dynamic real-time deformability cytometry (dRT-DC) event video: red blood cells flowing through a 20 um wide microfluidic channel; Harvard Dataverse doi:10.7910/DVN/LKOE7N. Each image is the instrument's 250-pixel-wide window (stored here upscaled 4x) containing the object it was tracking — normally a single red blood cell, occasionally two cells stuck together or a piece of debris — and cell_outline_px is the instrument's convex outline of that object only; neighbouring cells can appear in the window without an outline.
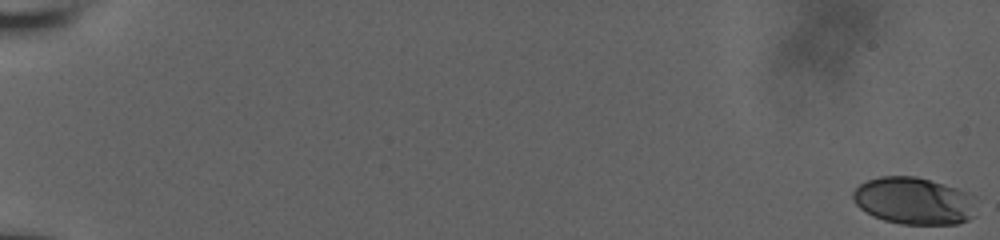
{"species": "human", "species_latin": "Homo sapiens", "temperature_condition": "room temperature", "stored_images_in_passage": 59, "camera_frame_rate_fps": 3000, "um_per_image_px": 0.085, "donor": {"sex": "male"}, "frame": {"image": 1, "passage_image": 1, "time_ms": 0.0, "image_size_px": [1000, 240], "cell_outline_px": [[976, 216], [968, 220], [956, 224], [900, 224], [884, 220], [872, 216], [860, 208], [856, 204], [852, 196], [852, 192], [860, 184], [868, 180], [880, 176], [916, 176], [944, 184], [968, 192], [976, 196]], "centroid_in_image_um": [77.73, 17.08], "position_along_channel_um": 7.3, "area_um2": 34.33}}
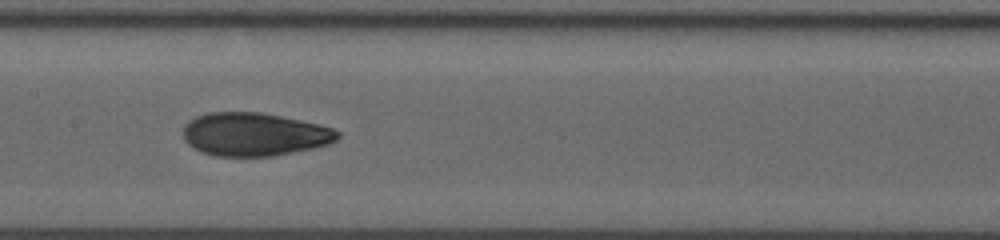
{"frame": {"image": 2, "passage_image": 33, "time_ms": 10.667, "image_size_px": [1000, 240], "cell_outline_px": [[340, 136], [336, 140], [328, 144], [312, 148], [272, 156], [216, 156], [200, 152], [192, 148], [184, 140], [184, 124], [188, 120], [196, 116], [208, 112], [260, 112], [320, 124], [332, 128], [340, 132]], "centroid_in_image_um": [21.58, 11.41], "position_along_channel_um": 185.8, "area_um2": 39.02}}
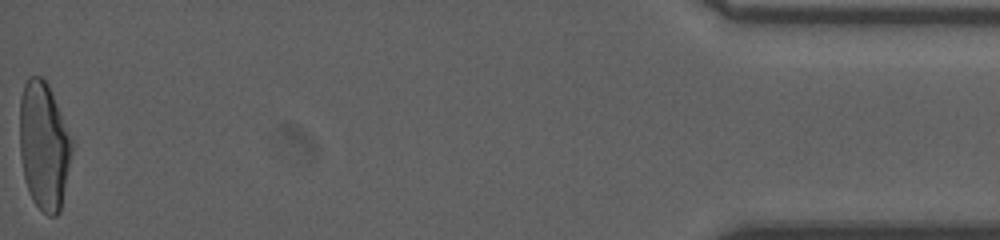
{"frame": {"image": 3, "passage_image": 59, "time_ms": 19.333, "image_size_px": [1000, 240], "cell_outline_px": [[72, 152], [60, 212], [56, 216], [48, 216], [32, 200], [24, 180], [20, 156], [20, 96], [24, 84], [28, 76], [40, 76], [48, 84], [72, 140]], "centroid_in_image_um": [3.71, 12.4], "position_along_channel_um": 431.5, "area_um2": 38.78}, "authors_computed_cell_mechanics": {"area_um2": 37.6856, "velocity_mm_per_s": 3.8346, "shape_relaxation_time_tau1_ms": 7.1697, "shape_relaxation_time_tau2_ms": 1.5067, "deformation_change_tau1": 0.227, "deformation_change_tau2": 0.0718}}